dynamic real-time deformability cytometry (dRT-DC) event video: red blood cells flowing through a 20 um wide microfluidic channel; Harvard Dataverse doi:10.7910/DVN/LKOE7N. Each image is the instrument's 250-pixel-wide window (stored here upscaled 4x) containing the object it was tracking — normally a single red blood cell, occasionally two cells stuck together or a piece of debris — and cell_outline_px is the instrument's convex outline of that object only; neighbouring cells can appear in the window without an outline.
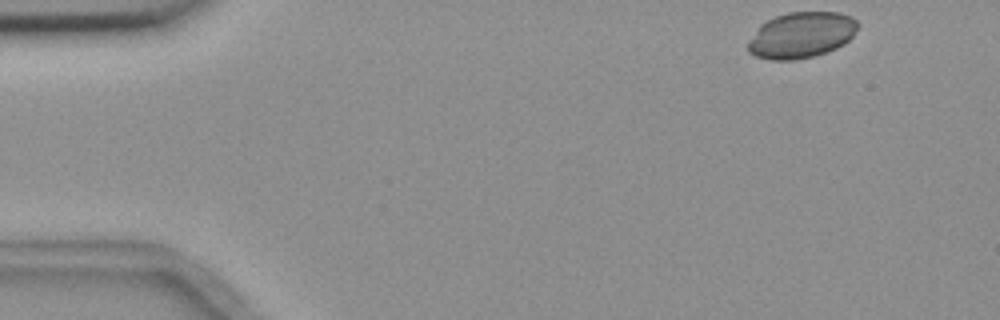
{"species": "common noctule bat (a hibernating species)", "species_latin": "Nyctalus noctula", "temperature_condition": "room temperature", "stored_images_in_passage": 4, "camera_frame_rate_fps": 3000, "um_per_image_px": 0.085, "animal": {"sex": "female", "body_mass_g": 18.4}, "frame": {"image": 1, "passage_image": 1, "time_ms": 0.0, "image_size_px": [1000, 320], "cell_outline_px": [[860, 24], [852, 36], [844, 44], [836, 48], [812, 56], [792, 60], [772, 60], [756, 56], [748, 52], [748, 44], [756, 28], [760, 24], [776, 16], [788, 12], [840, 12], [852, 16]], "centroid_in_image_um": [68.12, 2.96], "position_along_channel_um": 16.9, "area_um2": 29.36}}